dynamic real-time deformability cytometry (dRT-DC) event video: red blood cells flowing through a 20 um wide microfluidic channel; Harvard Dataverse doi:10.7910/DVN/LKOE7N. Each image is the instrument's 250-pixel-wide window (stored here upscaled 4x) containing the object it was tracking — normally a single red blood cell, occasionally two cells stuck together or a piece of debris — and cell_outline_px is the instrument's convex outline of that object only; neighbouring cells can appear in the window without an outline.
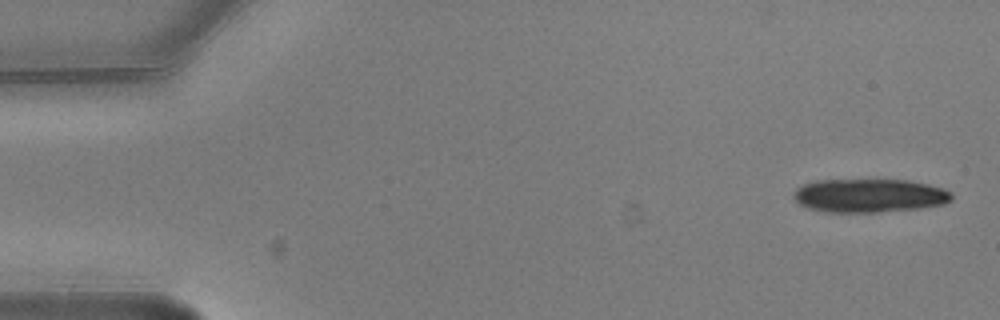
{"species": "common noctule bat (a hibernating species)", "species_latin": "Nyctalus noctula", "temperature_condition": "warm", "stored_images_in_passage": 4, "camera_frame_rate_fps": 3000, "um_per_image_px": 0.085, "animal": {"sex": "male", "body_mass_g": 20.5, "forearm_length_mm": 52.5}, "frame": {"image": 1, "passage_image": 1, "time_ms": 0.0, "image_size_px": [1000, 320], "cell_outline_px": [[952, 200], [944, 204], [920, 208], [876, 212], [824, 212], [804, 208], [792, 196], [796, 188], [804, 184], [816, 180], [908, 180], [928, 184], [944, 188], [952, 192]], "centroid_in_image_um": [73.88, 16.63], "position_along_channel_um": 11.1, "area_um2": 31.15}}